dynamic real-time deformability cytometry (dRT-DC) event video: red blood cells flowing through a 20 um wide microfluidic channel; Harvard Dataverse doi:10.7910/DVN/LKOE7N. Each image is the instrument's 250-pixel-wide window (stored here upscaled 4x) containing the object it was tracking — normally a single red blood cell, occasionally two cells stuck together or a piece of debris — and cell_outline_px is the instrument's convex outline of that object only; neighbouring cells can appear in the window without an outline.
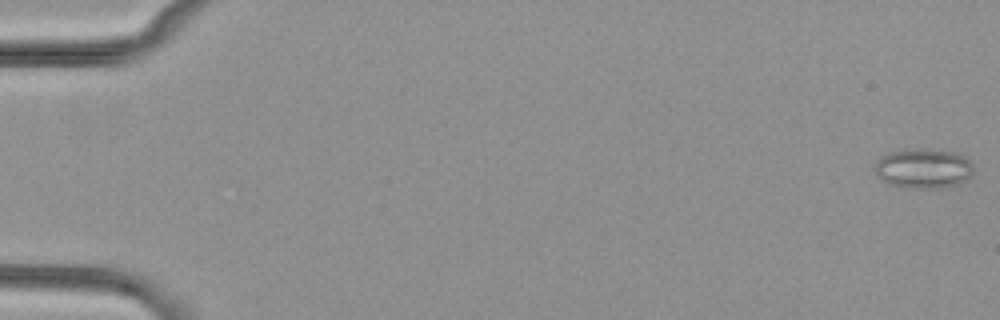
{"species": "common noctule bat (a hibernating species)", "species_latin": "Nyctalus noctula", "temperature_condition": "cold", "stored_images_in_passage": 5, "camera_frame_rate_fps": 3000, "um_per_image_px": 0.085, "animal": {"sex": "female", "body_mass_g": 29.2, "forearm_length_mm": 56.3}, "frame": {"image": 1, "passage_image": 1, "time_ms": 0.0, "image_size_px": [1000, 320], "cell_outline_px": [[976, 168], [972, 176], [968, 180], [956, 184], [936, 188], [912, 188], [892, 184], [880, 180], [876, 176], [876, 164], [880, 156], [892, 152], [952, 152], [964, 156]], "centroid_in_image_um": [78.54, 14.38], "position_along_channel_um": 6.5, "area_um2": 21.91}}
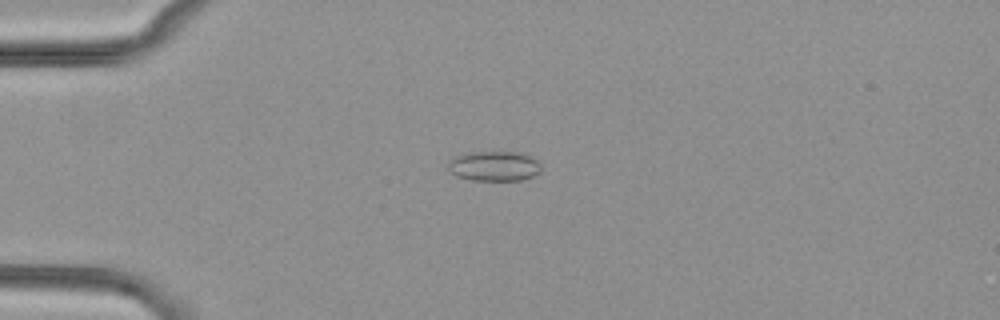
{"frame": {"image": 2, "passage_image": 4, "time_ms": 4.667, "image_size_px": [1000, 320], "cell_outline_px": [[540, 172], [532, 176], [520, 180], [472, 180], [456, 176], [448, 168], [448, 160], [452, 156], [468, 152], [516, 152], [528, 156], [536, 160], [540, 164]], "centroid_in_image_um": [41.95, 14.11], "position_along_channel_um": 43.1, "area_um2": 16.18}}